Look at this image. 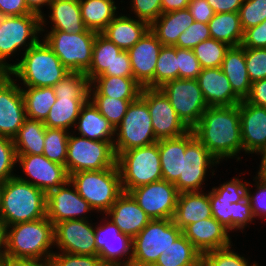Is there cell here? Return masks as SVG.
I'll return each mask as SVG.
<instances>
[{
	"label": "cell",
	"instance_id": "cell-1",
	"mask_svg": "<svg viewBox=\"0 0 266 266\" xmlns=\"http://www.w3.org/2000/svg\"><path fill=\"white\" fill-rule=\"evenodd\" d=\"M191 130L220 164L231 162V160H236L237 164L238 162L241 164L243 158L249 161L247 157L242 156L243 145L238 104L208 107Z\"/></svg>",
	"mask_w": 266,
	"mask_h": 266
},
{
	"label": "cell",
	"instance_id": "cell-2",
	"mask_svg": "<svg viewBox=\"0 0 266 266\" xmlns=\"http://www.w3.org/2000/svg\"><path fill=\"white\" fill-rule=\"evenodd\" d=\"M7 256L49 263L55 252L54 224L46 217L6 227Z\"/></svg>",
	"mask_w": 266,
	"mask_h": 266
},
{
	"label": "cell",
	"instance_id": "cell-3",
	"mask_svg": "<svg viewBox=\"0 0 266 266\" xmlns=\"http://www.w3.org/2000/svg\"><path fill=\"white\" fill-rule=\"evenodd\" d=\"M69 72L41 38L21 55L8 74L20 87H53Z\"/></svg>",
	"mask_w": 266,
	"mask_h": 266
},
{
	"label": "cell",
	"instance_id": "cell-4",
	"mask_svg": "<svg viewBox=\"0 0 266 266\" xmlns=\"http://www.w3.org/2000/svg\"><path fill=\"white\" fill-rule=\"evenodd\" d=\"M46 217V194L14 176L3 182L0 221L5 226Z\"/></svg>",
	"mask_w": 266,
	"mask_h": 266
},
{
	"label": "cell",
	"instance_id": "cell-5",
	"mask_svg": "<svg viewBox=\"0 0 266 266\" xmlns=\"http://www.w3.org/2000/svg\"><path fill=\"white\" fill-rule=\"evenodd\" d=\"M41 38L39 15L7 16L0 24V69L9 73L19 62L21 55Z\"/></svg>",
	"mask_w": 266,
	"mask_h": 266
},
{
	"label": "cell",
	"instance_id": "cell-6",
	"mask_svg": "<svg viewBox=\"0 0 266 266\" xmlns=\"http://www.w3.org/2000/svg\"><path fill=\"white\" fill-rule=\"evenodd\" d=\"M69 180L97 215H104L123 193L118 166L97 171H79L70 174Z\"/></svg>",
	"mask_w": 266,
	"mask_h": 266
},
{
	"label": "cell",
	"instance_id": "cell-7",
	"mask_svg": "<svg viewBox=\"0 0 266 266\" xmlns=\"http://www.w3.org/2000/svg\"><path fill=\"white\" fill-rule=\"evenodd\" d=\"M219 166L222 165L190 130L186 133V150L185 156H183L182 173L174 185L179 193L205 191L208 184H213L211 180L210 183H207L208 180L217 178L215 176L220 172Z\"/></svg>",
	"mask_w": 266,
	"mask_h": 266
},
{
	"label": "cell",
	"instance_id": "cell-8",
	"mask_svg": "<svg viewBox=\"0 0 266 266\" xmlns=\"http://www.w3.org/2000/svg\"><path fill=\"white\" fill-rule=\"evenodd\" d=\"M123 192L162 180L158 142L132 148L117 156Z\"/></svg>",
	"mask_w": 266,
	"mask_h": 266
},
{
	"label": "cell",
	"instance_id": "cell-9",
	"mask_svg": "<svg viewBox=\"0 0 266 266\" xmlns=\"http://www.w3.org/2000/svg\"><path fill=\"white\" fill-rule=\"evenodd\" d=\"M42 39L70 72L85 73L92 60L96 32L86 29L80 33L41 30Z\"/></svg>",
	"mask_w": 266,
	"mask_h": 266
},
{
	"label": "cell",
	"instance_id": "cell-10",
	"mask_svg": "<svg viewBox=\"0 0 266 266\" xmlns=\"http://www.w3.org/2000/svg\"><path fill=\"white\" fill-rule=\"evenodd\" d=\"M181 234L173 219H152L133 238L130 266H153Z\"/></svg>",
	"mask_w": 266,
	"mask_h": 266
},
{
	"label": "cell",
	"instance_id": "cell-11",
	"mask_svg": "<svg viewBox=\"0 0 266 266\" xmlns=\"http://www.w3.org/2000/svg\"><path fill=\"white\" fill-rule=\"evenodd\" d=\"M113 166H117L113 141L91 140L70 132L65 165L68 175Z\"/></svg>",
	"mask_w": 266,
	"mask_h": 266
},
{
	"label": "cell",
	"instance_id": "cell-12",
	"mask_svg": "<svg viewBox=\"0 0 266 266\" xmlns=\"http://www.w3.org/2000/svg\"><path fill=\"white\" fill-rule=\"evenodd\" d=\"M158 142L147 103L139 97L131 102L126 114L115 129L114 150L116 156L132 148L145 147Z\"/></svg>",
	"mask_w": 266,
	"mask_h": 266
},
{
	"label": "cell",
	"instance_id": "cell-13",
	"mask_svg": "<svg viewBox=\"0 0 266 266\" xmlns=\"http://www.w3.org/2000/svg\"><path fill=\"white\" fill-rule=\"evenodd\" d=\"M176 111L178 117L191 130L209 106L204 100L197 79H175L159 88Z\"/></svg>",
	"mask_w": 266,
	"mask_h": 266
},
{
	"label": "cell",
	"instance_id": "cell-14",
	"mask_svg": "<svg viewBox=\"0 0 266 266\" xmlns=\"http://www.w3.org/2000/svg\"><path fill=\"white\" fill-rule=\"evenodd\" d=\"M96 218L95 243L102 262L106 266H130L133 239L122 233L105 215Z\"/></svg>",
	"mask_w": 266,
	"mask_h": 266
},
{
	"label": "cell",
	"instance_id": "cell-15",
	"mask_svg": "<svg viewBox=\"0 0 266 266\" xmlns=\"http://www.w3.org/2000/svg\"><path fill=\"white\" fill-rule=\"evenodd\" d=\"M16 156V176L38 187L45 194L64 185L69 180L65 166L48 160L44 155Z\"/></svg>",
	"mask_w": 266,
	"mask_h": 266
},
{
	"label": "cell",
	"instance_id": "cell-16",
	"mask_svg": "<svg viewBox=\"0 0 266 266\" xmlns=\"http://www.w3.org/2000/svg\"><path fill=\"white\" fill-rule=\"evenodd\" d=\"M95 214L89 203L78 194L70 180L46 194V216L54 226L66 220L94 219Z\"/></svg>",
	"mask_w": 266,
	"mask_h": 266
},
{
	"label": "cell",
	"instance_id": "cell-17",
	"mask_svg": "<svg viewBox=\"0 0 266 266\" xmlns=\"http://www.w3.org/2000/svg\"><path fill=\"white\" fill-rule=\"evenodd\" d=\"M128 193L151 219H173L179 195L173 183L162 179Z\"/></svg>",
	"mask_w": 266,
	"mask_h": 266
},
{
	"label": "cell",
	"instance_id": "cell-18",
	"mask_svg": "<svg viewBox=\"0 0 266 266\" xmlns=\"http://www.w3.org/2000/svg\"><path fill=\"white\" fill-rule=\"evenodd\" d=\"M54 239L55 252L98 256L95 219L59 222L54 226Z\"/></svg>",
	"mask_w": 266,
	"mask_h": 266
},
{
	"label": "cell",
	"instance_id": "cell-19",
	"mask_svg": "<svg viewBox=\"0 0 266 266\" xmlns=\"http://www.w3.org/2000/svg\"><path fill=\"white\" fill-rule=\"evenodd\" d=\"M140 97L147 103L158 140L181 137L190 131L159 88H143Z\"/></svg>",
	"mask_w": 266,
	"mask_h": 266
},
{
	"label": "cell",
	"instance_id": "cell-20",
	"mask_svg": "<svg viewBox=\"0 0 266 266\" xmlns=\"http://www.w3.org/2000/svg\"><path fill=\"white\" fill-rule=\"evenodd\" d=\"M25 119V102L21 87L5 73L0 78V136L13 139Z\"/></svg>",
	"mask_w": 266,
	"mask_h": 266
},
{
	"label": "cell",
	"instance_id": "cell-21",
	"mask_svg": "<svg viewBox=\"0 0 266 266\" xmlns=\"http://www.w3.org/2000/svg\"><path fill=\"white\" fill-rule=\"evenodd\" d=\"M238 106L243 156H251L255 160V156L266 149V108L248 103L245 99Z\"/></svg>",
	"mask_w": 266,
	"mask_h": 266
},
{
	"label": "cell",
	"instance_id": "cell-22",
	"mask_svg": "<svg viewBox=\"0 0 266 266\" xmlns=\"http://www.w3.org/2000/svg\"><path fill=\"white\" fill-rule=\"evenodd\" d=\"M162 46L163 44L149 29L128 50L133 77L143 88H154V71Z\"/></svg>",
	"mask_w": 266,
	"mask_h": 266
},
{
	"label": "cell",
	"instance_id": "cell-23",
	"mask_svg": "<svg viewBox=\"0 0 266 266\" xmlns=\"http://www.w3.org/2000/svg\"><path fill=\"white\" fill-rule=\"evenodd\" d=\"M209 200L212 216L233 236L235 235L236 241V237L240 236L239 233L247 235L246 229L251 228V224L256 225L247 196L237 203H231L227 200H221V197L217 196L209 186Z\"/></svg>",
	"mask_w": 266,
	"mask_h": 266
},
{
	"label": "cell",
	"instance_id": "cell-24",
	"mask_svg": "<svg viewBox=\"0 0 266 266\" xmlns=\"http://www.w3.org/2000/svg\"><path fill=\"white\" fill-rule=\"evenodd\" d=\"M182 234L202 255L230 246L234 240L232 237H235L214 217L187 225Z\"/></svg>",
	"mask_w": 266,
	"mask_h": 266
},
{
	"label": "cell",
	"instance_id": "cell-25",
	"mask_svg": "<svg viewBox=\"0 0 266 266\" xmlns=\"http://www.w3.org/2000/svg\"><path fill=\"white\" fill-rule=\"evenodd\" d=\"M104 215L131 239L152 220L127 192H123Z\"/></svg>",
	"mask_w": 266,
	"mask_h": 266
},
{
	"label": "cell",
	"instance_id": "cell-26",
	"mask_svg": "<svg viewBox=\"0 0 266 266\" xmlns=\"http://www.w3.org/2000/svg\"><path fill=\"white\" fill-rule=\"evenodd\" d=\"M86 29L79 0H52L48 10L41 16V30L80 33Z\"/></svg>",
	"mask_w": 266,
	"mask_h": 266
},
{
	"label": "cell",
	"instance_id": "cell-27",
	"mask_svg": "<svg viewBox=\"0 0 266 266\" xmlns=\"http://www.w3.org/2000/svg\"><path fill=\"white\" fill-rule=\"evenodd\" d=\"M197 81L209 107L234 106L242 101L232 90L221 67L202 69Z\"/></svg>",
	"mask_w": 266,
	"mask_h": 266
},
{
	"label": "cell",
	"instance_id": "cell-28",
	"mask_svg": "<svg viewBox=\"0 0 266 266\" xmlns=\"http://www.w3.org/2000/svg\"><path fill=\"white\" fill-rule=\"evenodd\" d=\"M149 29L150 25L147 22L127 15L121 10L102 34L120 49L128 51Z\"/></svg>",
	"mask_w": 266,
	"mask_h": 266
},
{
	"label": "cell",
	"instance_id": "cell-29",
	"mask_svg": "<svg viewBox=\"0 0 266 266\" xmlns=\"http://www.w3.org/2000/svg\"><path fill=\"white\" fill-rule=\"evenodd\" d=\"M212 216L209 189L179 193L173 222L183 230L187 225Z\"/></svg>",
	"mask_w": 266,
	"mask_h": 266
},
{
	"label": "cell",
	"instance_id": "cell-30",
	"mask_svg": "<svg viewBox=\"0 0 266 266\" xmlns=\"http://www.w3.org/2000/svg\"><path fill=\"white\" fill-rule=\"evenodd\" d=\"M72 132L87 139L97 141H114L115 137L113 126L100 114L89 99L81 107L79 117Z\"/></svg>",
	"mask_w": 266,
	"mask_h": 266
},
{
	"label": "cell",
	"instance_id": "cell-31",
	"mask_svg": "<svg viewBox=\"0 0 266 266\" xmlns=\"http://www.w3.org/2000/svg\"><path fill=\"white\" fill-rule=\"evenodd\" d=\"M125 2L126 0H79L85 27L96 33H102L122 10L120 4L125 6Z\"/></svg>",
	"mask_w": 266,
	"mask_h": 266
},
{
	"label": "cell",
	"instance_id": "cell-32",
	"mask_svg": "<svg viewBox=\"0 0 266 266\" xmlns=\"http://www.w3.org/2000/svg\"><path fill=\"white\" fill-rule=\"evenodd\" d=\"M221 69L234 93L244 100L249 95L252 84L247 72L245 48L241 45L230 47L225 54Z\"/></svg>",
	"mask_w": 266,
	"mask_h": 266
},
{
	"label": "cell",
	"instance_id": "cell-33",
	"mask_svg": "<svg viewBox=\"0 0 266 266\" xmlns=\"http://www.w3.org/2000/svg\"><path fill=\"white\" fill-rule=\"evenodd\" d=\"M142 89L134 77L98 76L90 82L89 96L138 99Z\"/></svg>",
	"mask_w": 266,
	"mask_h": 266
},
{
	"label": "cell",
	"instance_id": "cell-34",
	"mask_svg": "<svg viewBox=\"0 0 266 266\" xmlns=\"http://www.w3.org/2000/svg\"><path fill=\"white\" fill-rule=\"evenodd\" d=\"M194 18L187 9L162 13L151 25L150 30L163 46H176L179 35L193 22Z\"/></svg>",
	"mask_w": 266,
	"mask_h": 266
},
{
	"label": "cell",
	"instance_id": "cell-35",
	"mask_svg": "<svg viewBox=\"0 0 266 266\" xmlns=\"http://www.w3.org/2000/svg\"><path fill=\"white\" fill-rule=\"evenodd\" d=\"M162 179L175 183L182 173L186 150V134L177 138L158 140Z\"/></svg>",
	"mask_w": 266,
	"mask_h": 266
},
{
	"label": "cell",
	"instance_id": "cell-36",
	"mask_svg": "<svg viewBox=\"0 0 266 266\" xmlns=\"http://www.w3.org/2000/svg\"><path fill=\"white\" fill-rule=\"evenodd\" d=\"M89 97H57L46 119L43 121L48 128L64 129L72 132L81 107Z\"/></svg>",
	"mask_w": 266,
	"mask_h": 266
},
{
	"label": "cell",
	"instance_id": "cell-37",
	"mask_svg": "<svg viewBox=\"0 0 266 266\" xmlns=\"http://www.w3.org/2000/svg\"><path fill=\"white\" fill-rule=\"evenodd\" d=\"M122 51L102 33H97L91 64L85 72L89 82L98 76H113V63Z\"/></svg>",
	"mask_w": 266,
	"mask_h": 266
},
{
	"label": "cell",
	"instance_id": "cell-38",
	"mask_svg": "<svg viewBox=\"0 0 266 266\" xmlns=\"http://www.w3.org/2000/svg\"><path fill=\"white\" fill-rule=\"evenodd\" d=\"M45 129L43 121L26 118L12 139L16 155H43Z\"/></svg>",
	"mask_w": 266,
	"mask_h": 266
},
{
	"label": "cell",
	"instance_id": "cell-39",
	"mask_svg": "<svg viewBox=\"0 0 266 266\" xmlns=\"http://www.w3.org/2000/svg\"><path fill=\"white\" fill-rule=\"evenodd\" d=\"M208 25L212 39L230 47L241 45L243 29L239 12L215 13Z\"/></svg>",
	"mask_w": 266,
	"mask_h": 266
},
{
	"label": "cell",
	"instance_id": "cell-40",
	"mask_svg": "<svg viewBox=\"0 0 266 266\" xmlns=\"http://www.w3.org/2000/svg\"><path fill=\"white\" fill-rule=\"evenodd\" d=\"M201 263L202 254L181 234L153 266H199Z\"/></svg>",
	"mask_w": 266,
	"mask_h": 266
},
{
	"label": "cell",
	"instance_id": "cell-41",
	"mask_svg": "<svg viewBox=\"0 0 266 266\" xmlns=\"http://www.w3.org/2000/svg\"><path fill=\"white\" fill-rule=\"evenodd\" d=\"M26 118L44 121L57 97L52 87H21Z\"/></svg>",
	"mask_w": 266,
	"mask_h": 266
},
{
	"label": "cell",
	"instance_id": "cell-42",
	"mask_svg": "<svg viewBox=\"0 0 266 266\" xmlns=\"http://www.w3.org/2000/svg\"><path fill=\"white\" fill-rule=\"evenodd\" d=\"M235 242L228 247L204 253L202 263L205 266H261L255 259L251 262L249 255L240 253Z\"/></svg>",
	"mask_w": 266,
	"mask_h": 266
},
{
	"label": "cell",
	"instance_id": "cell-43",
	"mask_svg": "<svg viewBox=\"0 0 266 266\" xmlns=\"http://www.w3.org/2000/svg\"><path fill=\"white\" fill-rule=\"evenodd\" d=\"M179 79L176 46H162L154 71V88H160L168 81Z\"/></svg>",
	"mask_w": 266,
	"mask_h": 266
},
{
	"label": "cell",
	"instance_id": "cell-44",
	"mask_svg": "<svg viewBox=\"0 0 266 266\" xmlns=\"http://www.w3.org/2000/svg\"><path fill=\"white\" fill-rule=\"evenodd\" d=\"M69 134L64 129L46 127L43 155L48 160L65 166Z\"/></svg>",
	"mask_w": 266,
	"mask_h": 266
},
{
	"label": "cell",
	"instance_id": "cell-45",
	"mask_svg": "<svg viewBox=\"0 0 266 266\" xmlns=\"http://www.w3.org/2000/svg\"><path fill=\"white\" fill-rule=\"evenodd\" d=\"M227 44L215 39L200 42L193 48L195 57L199 60L202 69L221 67L227 50Z\"/></svg>",
	"mask_w": 266,
	"mask_h": 266
},
{
	"label": "cell",
	"instance_id": "cell-46",
	"mask_svg": "<svg viewBox=\"0 0 266 266\" xmlns=\"http://www.w3.org/2000/svg\"><path fill=\"white\" fill-rule=\"evenodd\" d=\"M89 100L98 109L114 129L126 114L129 104L137 99H115L108 96H89Z\"/></svg>",
	"mask_w": 266,
	"mask_h": 266
},
{
	"label": "cell",
	"instance_id": "cell-47",
	"mask_svg": "<svg viewBox=\"0 0 266 266\" xmlns=\"http://www.w3.org/2000/svg\"><path fill=\"white\" fill-rule=\"evenodd\" d=\"M89 86L85 73L69 72L52 88L56 97H89Z\"/></svg>",
	"mask_w": 266,
	"mask_h": 266
},
{
	"label": "cell",
	"instance_id": "cell-48",
	"mask_svg": "<svg viewBox=\"0 0 266 266\" xmlns=\"http://www.w3.org/2000/svg\"><path fill=\"white\" fill-rule=\"evenodd\" d=\"M248 174L253 181L252 183L248 178L247 184V198L250 202L252 214L255 220H260L259 223L266 222V179L260 178L256 174L251 175L252 170Z\"/></svg>",
	"mask_w": 266,
	"mask_h": 266
},
{
	"label": "cell",
	"instance_id": "cell-49",
	"mask_svg": "<svg viewBox=\"0 0 266 266\" xmlns=\"http://www.w3.org/2000/svg\"><path fill=\"white\" fill-rule=\"evenodd\" d=\"M246 175V171L241 170L237 176L227 178L228 180L218 184V186H211L210 188L217 196L221 197V200H227L231 203H237L243 200L247 196V184L248 180H244L242 175ZM241 177V178H240Z\"/></svg>",
	"mask_w": 266,
	"mask_h": 266
},
{
	"label": "cell",
	"instance_id": "cell-50",
	"mask_svg": "<svg viewBox=\"0 0 266 266\" xmlns=\"http://www.w3.org/2000/svg\"><path fill=\"white\" fill-rule=\"evenodd\" d=\"M126 3V8L122 5V10L127 15L145 21L149 25L163 13L161 0H128Z\"/></svg>",
	"mask_w": 266,
	"mask_h": 266
},
{
	"label": "cell",
	"instance_id": "cell-51",
	"mask_svg": "<svg viewBox=\"0 0 266 266\" xmlns=\"http://www.w3.org/2000/svg\"><path fill=\"white\" fill-rule=\"evenodd\" d=\"M239 15L243 31L262 23L266 19V0H243Z\"/></svg>",
	"mask_w": 266,
	"mask_h": 266
},
{
	"label": "cell",
	"instance_id": "cell-52",
	"mask_svg": "<svg viewBox=\"0 0 266 266\" xmlns=\"http://www.w3.org/2000/svg\"><path fill=\"white\" fill-rule=\"evenodd\" d=\"M17 156L13 140L0 136V181L16 176Z\"/></svg>",
	"mask_w": 266,
	"mask_h": 266
},
{
	"label": "cell",
	"instance_id": "cell-53",
	"mask_svg": "<svg viewBox=\"0 0 266 266\" xmlns=\"http://www.w3.org/2000/svg\"><path fill=\"white\" fill-rule=\"evenodd\" d=\"M245 61L251 83L266 78V48H245Z\"/></svg>",
	"mask_w": 266,
	"mask_h": 266
},
{
	"label": "cell",
	"instance_id": "cell-54",
	"mask_svg": "<svg viewBox=\"0 0 266 266\" xmlns=\"http://www.w3.org/2000/svg\"><path fill=\"white\" fill-rule=\"evenodd\" d=\"M211 38L209 25L194 21L184 32H182L177 40L176 47L193 49L200 42Z\"/></svg>",
	"mask_w": 266,
	"mask_h": 266
},
{
	"label": "cell",
	"instance_id": "cell-55",
	"mask_svg": "<svg viewBox=\"0 0 266 266\" xmlns=\"http://www.w3.org/2000/svg\"><path fill=\"white\" fill-rule=\"evenodd\" d=\"M49 266H106L99 256L54 252Z\"/></svg>",
	"mask_w": 266,
	"mask_h": 266
},
{
	"label": "cell",
	"instance_id": "cell-56",
	"mask_svg": "<svg viewBox=\"0 0 266 266\" xmlns=\"http://www.w3.org/2000/svg\"><path fill=\"white\" fill-rule=\"evenodd\" d=\"M176 56H178L179 79H197L202 68L193 49L176 47Z\"/></svg>",
	"mask_w": 266,
	"mask_h": 266
},
{
	"label": "cell",
	"instance_id": "cell-57",
	"mask_svg": "<svg viewBox=\"0 0 266 266\" xmlns=\"http://www.w3.org/2000/svg\"><path fill=\"white\" fill-rule=\"evenodd\" d=\"M241 46L244 48H266V19L243 31Z\"/></svg>",
	"mask_w": 266,
	"mask_h": 266
},
{
	"label": "cell",
	"instance_id": "cell-58",
	"mask_svg": "<svg viewBox=\"0 0 266 266\" xmlns=\"http://www.w3.org/2000/svg\"><path fill=\"white\" fill-rule=\"evenodd\" d=\"M188 10L196 22L208 24L215 12L207 0H189Z\"/></svg>",
	"mask_w": 266,
	"mask_h": 266
},
{
	"label": "cell",
	"instance_id": "cell-59",
	"mask_svg": "<svg viewBox=\"0 0 266 266\" xmlns=\"http://www.w3.org/2000/svg\"><path fill=\"white\" fill-rule=\"evenodd\" d=\"M245 100L253 105L266 108V78L251 84L250 93Z\"/></svg>",
	"mask_w": 266,
	"mask_h": 266
},
{
	"label": "cell",
	"instance_id": "cell-60",
	"mask_svg": "<svg viewBox=\"0 0 266 266\" xmlns=\"http://www.w3.org/2000/svg\"><path fill=\"white\" fill-rule=\"evenodd\" d=\"M0 10L7 16H19L32 13L25 0H0Z\"/></svg>",
	"mask_w": 266,
	"mask_h": 266
},
{
	"label": "cell",
	"instance_id": "cell-61",
	"mask_svg": "<svg viewBox=\"0 0 266 266\" xmlns=\"http://www.w3.org/2000/svg\"><path fill=\"white\" fill-rule=\"evenodd\" d=\"M113 76L133 77L128 51H122L113 63Z\"/></svg>",
	"mask_w": 266,
	"mask_h": 266
},
{
	"label": "cell",
	"instance_id": "cell-62",
	"mask_svg": "<svg viewBox=\"0 0 266 266\" xmlns=\"http://www.w3.org/2000/svg\"><path fill=\"white\" fill-rule=\"evenodd\" d=\"M215 13L239 12L243 0H207Z\"/></svg>",
	"mask_w": 266,
	"mask_h": 266
},
{
	"label": "cell",
	"instance_id": "cell-63",
	"mask_svg": "<svg viewBox=\"0 0 266 266\" xmlns=\"http://www.w3.org/2000/svg\"><path fill=\"white\" fill-rule=\"evenodd\" d=\"M4 266H49L48 263L41 260L5 257Z\"/></svg>",
	"mask_w": 266,
	"mask_h": 266
},
{
	"label": "cell",
	"instance_id": "cell-64",
	"mask_svg": "<svg viewBox=\"0 0 266 266\" xmlns=\"http://www.w3.org/2000/svg\"><path fill=\"white\" fill-rule=\"evenodd\" d=\"M162 12L167 13L188 8L189 0H161Z\"/></svg>",
	"mask_w": 266,
	"mask_h": 266
},
{
	"label": "cell",
	"instance_id": "cell-65",
	"mask_svg": "<svg viewBox=\"0 0 266 266\" xmlns=\"http://www.w3.org/2000/svg\"><path fill=\"white\" fill-rule=\"evenodd\" d=\"M51 1L52 0H25L29 10L40 17L45 13L44 10L48 9Z\"/></svg>",
	"mask_w": 266,
	"mask_h": 266
},
{
	"label": "cell",
	"instance_id": "cell-66",
	"mask_svg": "<svg viewBox=\"0 0 266 266\" xmlns=\"http://www.w3.org/2000/svg\"><path fill=\"white\" fill-rule=\"evenodd\" d=\"M259 163L255 174L260 178L266 179V149L262 150L257 156ZM259 164V165H258Z\"/></svg>",
	"mask_w": 266,
	"mask_h": 266
},
{
	"label": "cell",
	"instance_id": "cell-67",
	"mask_svg": "<svg viewBox=\"0 0 266 266\" xmlns=\"http://www.w3.org/2000/svg\"><path fill=\"white\" fill-rule=\"evenodd\" d=\"M7 257L6 226L0 221V261Z\"/></svg>",
	"mask_w": 266,
	"mask_h": 266
},
{
	"label": "cell",
	"instance_id": "cell-68",
	"mask_svg": "<svg viewBox=\"0 0 266 266\" xmlns=\"http://www.w3.org/2000/svg\"><path fill=\"white\" fill-rule=\"evenodd\" d=\"M7 18V15H5L1 10H0V24Z\"/></svg>",
	"mask_w": 266,
	"mask_h": 266
},
{
	"label": "cell",
	"instance_id": "cell-69",
	"mask_svg": "<svg viewBox=\"0 0 266 266\" xmlns=\"http://www.w3.org/2000/svg\"><path fill=\"white\" fill-rule=\"evenodd\" d=\"M2 191H3V182L0 181V208H1Z\"/></svg>",
	"mask_w": 266,
	"mask_h": 266
},
{
	"label": "cell",
	"instance_id": "cell-70",
	"mask_svg": "<svg viewBox=\"0 0 266 266\" xmlns=\"http://www.w3.org/2000/svg\"><path fill=\"white\" fill-rule=\"evenodd\" d=\"M5 74L3 70L0 69V78Z\"/></svg>",
	"mask_w": 266,
	"mask_h": 266
},
{
	"label": "cell",
	"instance_id": "cell-71",
	"mask_svg": "<svg viewBox=\"0 0 266 266\" xmlns=\"http://www.w3.org/2000/svg\"><path fill=\"white\" fill-rule=\"evenodd\" d=\"M0 266H4V259L0 261Z\"/></svg>",
	"mask_w": 266,
	"mask_h": 266
}]
</instances>
